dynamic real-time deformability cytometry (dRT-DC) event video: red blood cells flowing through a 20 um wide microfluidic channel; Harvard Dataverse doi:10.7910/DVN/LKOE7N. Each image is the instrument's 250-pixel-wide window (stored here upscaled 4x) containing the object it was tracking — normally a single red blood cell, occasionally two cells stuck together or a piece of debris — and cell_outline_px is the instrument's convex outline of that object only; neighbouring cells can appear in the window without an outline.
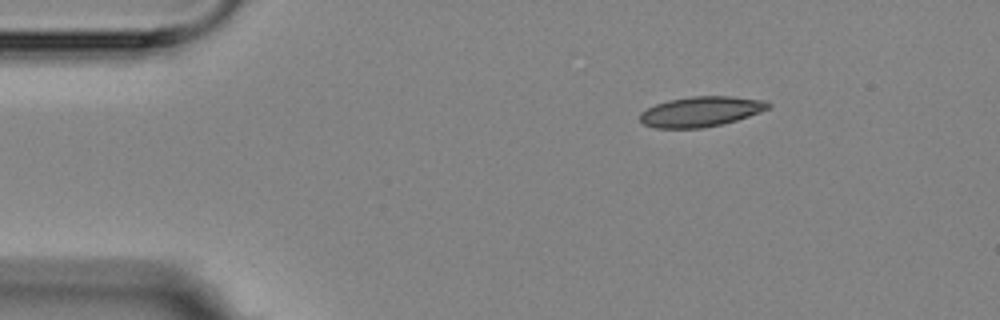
{"species": "Egyptian fruit bat (a non-hibernating species)", "species_latin": "Rousettus aegyptiacus", "temperature_condition": "room temperature", "stored_images_in_passage": 3, "camera_frame_rate_fps": 3000, "um_per_image_px": 0.085, "animal": {"sex": "female"}, "frame": {"image": 1, "passage_image": 1, "time_ms": 0.0, "image_size_px": [1000, 320], "cell_outline_px": [[772, 104], [768, 108], [760, 112], [736, 120], [720, 124], [700, 128], [656, 128], [644, 124], [640, 120], [640, 112], [656, 104], [668, 100], [692, 96], [732, 96], [764, 100]], "centroid_in_image_um": [59.57, 9.47], "position_along_channel_um": 25.4, "area_um2": 22.37}}